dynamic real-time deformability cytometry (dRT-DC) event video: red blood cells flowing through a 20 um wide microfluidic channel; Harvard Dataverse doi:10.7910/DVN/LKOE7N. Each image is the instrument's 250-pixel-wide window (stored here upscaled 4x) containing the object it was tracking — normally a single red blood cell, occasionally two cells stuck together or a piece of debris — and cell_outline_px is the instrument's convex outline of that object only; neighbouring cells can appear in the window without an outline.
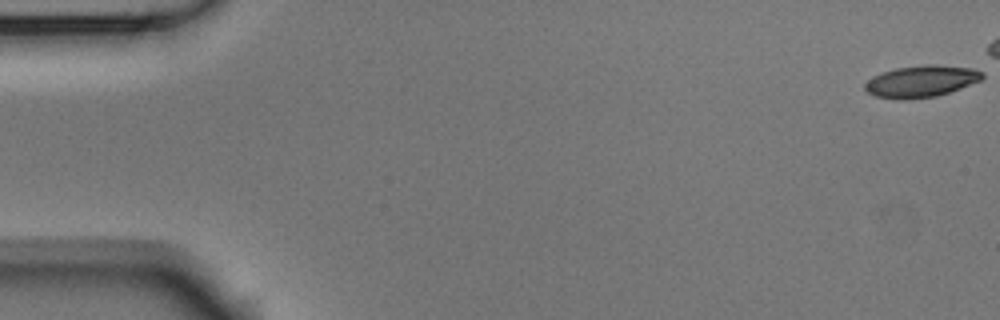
{"species": "Egyptian fruit bat (a non-hibernating species)", "species_latin": "Rousettus aegyptiacus", "temperature_condition": "room temperature", "stored_images_in_passage": 6, "camera_frame_rate_fps": 3000, "um_per_image_px": 0.085, "animal": {"sex": "male"}, "frame": {"image": 1, "passage_image": 1, "time_ms": 0.0, "image_size_px": [1000, 320], "cell_outline_px": [[984, 76], [980, 80], [960, 88], [936, 96], [904, 100], [900, 100], [876, 96], [868, 92], [864, 88], [864, 84], [872, 76], [880, 72], [896, 68], [924, 64], [936, 64], [972, 68], [984, 72]], "centroid_in_image_um": [78.28, 6.9], "position_along_channel_um": 6.7, "area_um2": 21.79}}